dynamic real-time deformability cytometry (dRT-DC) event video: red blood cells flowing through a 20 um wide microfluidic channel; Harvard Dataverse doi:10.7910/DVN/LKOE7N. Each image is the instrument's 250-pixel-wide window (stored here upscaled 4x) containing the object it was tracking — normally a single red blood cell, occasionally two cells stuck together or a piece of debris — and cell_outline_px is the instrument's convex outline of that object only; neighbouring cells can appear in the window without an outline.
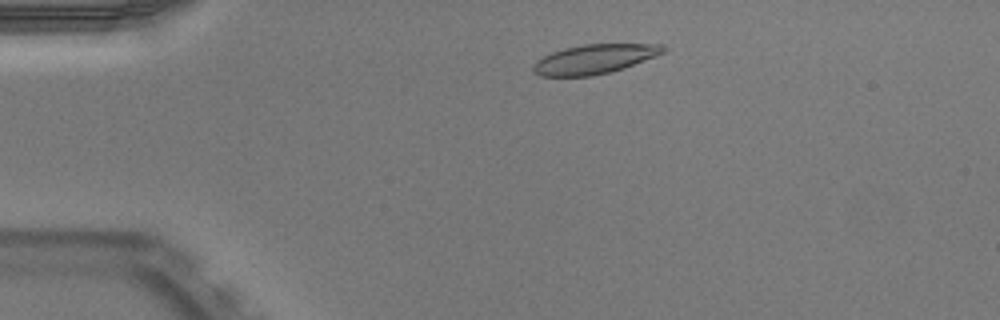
{"species": "Egyptian fruit bat (a non-hibernating species)", "species_latin": "Rousettus aegyptiacus", "temperature_condition": "warm", "stored_images_in_passage": 39, "camera_frame_rate_fps": 3000, "um_per_image_px": 0.085, "animal": {"sex": "male"}, "frame": {"image": 1, "passage_image": 6, "time_ms": 1.667, "image_size_px": [1000, 320], "cell_outline_px": [[668, 48], [664, 52], [656, 56], [624, 68], [592, 76], [540, 76], [532, 72], [532, 64], [536, 60], [552, 52], [564, 48], [584, 44], [664, 44]], "centroid_in_image_um": [50.52, 5.02], "position_along_channel_um": 34.5, "area_um2": 22.37}}
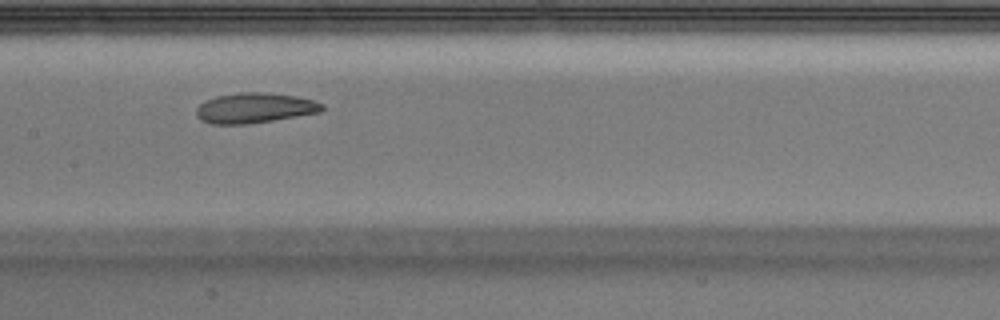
{"frame": {"image": 2, "passage_image": 21, "time_ms": 6.667, "image_size_px": [1000, 320], "cell_outline_px": [[324, 108], [320, 112], [248, 124], [212, 124], [200, 120], [196, 116], [196, 108], [204, 100], [216, 96], [240, 92], [264, 92], [296, 96], [312, 100], [324, 104]], "centroid_in_image_um": [21.6, 9.17], "position_along_channel_um": 185.8, "area_um2": 22.14}}
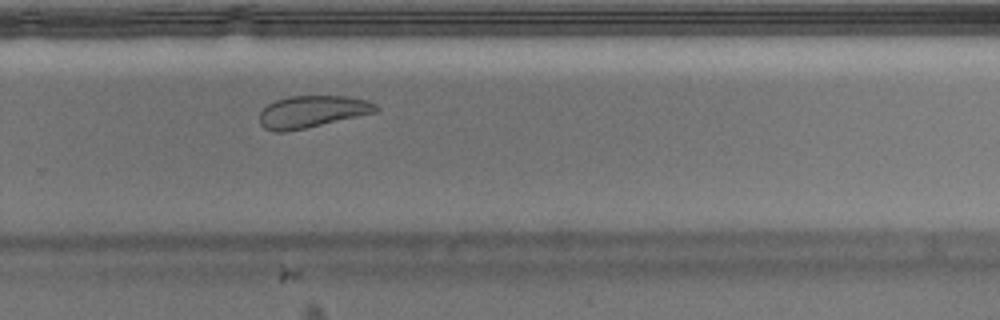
{"frame": {"image": 3, "passage_image": 30, "time_ms": 9.667, "image_size_px": [1000, 320], "cell_outline_px": [[380, 108], [376, 112], [304, 128], [284, 132], [276, 132], [264, 128], [260, 124], [260, 112], [268, 104], [276, 100], [292, 96], [344, 96], [368, 100], [376, 104]], "centroid_in_image_um": [26.53, 9.48], "position_along_channel_um": 303.3, "area_um2": 21.44}, "authors_computed_cell_mechanics": {"area_um2": 22.4842, "velocity_mm_per_s": 3.9254, "shape_relaxation_time_tau1_ms": null, "shape_relaxation_time_tau2_ms": 3.3146, "deformation_change_tau1": null, "deformation_change_tau2": 0.0898}}